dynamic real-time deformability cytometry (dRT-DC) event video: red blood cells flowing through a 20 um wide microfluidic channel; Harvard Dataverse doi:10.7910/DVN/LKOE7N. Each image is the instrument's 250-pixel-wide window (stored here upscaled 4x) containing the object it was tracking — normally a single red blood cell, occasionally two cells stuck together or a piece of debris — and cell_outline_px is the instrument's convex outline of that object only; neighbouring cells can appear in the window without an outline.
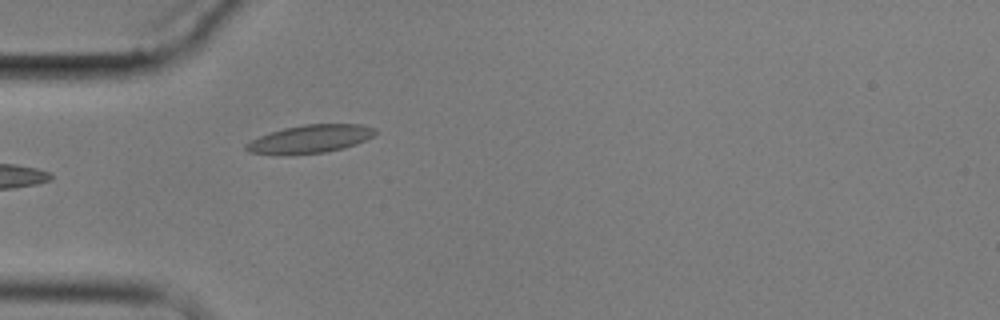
{"species": "common noctule bat (a hibernating species)", "species_latin": "Nyctalus noctula", "temperature_condition": "cold", "stored_images_in_passage": 5, "camera_frame_rate_fps": 3000, "um_per_image_px": 0.085, "animal": {"sex": "male", "body_mass_g": 17.9}, "frame": {"image": 1, "passage_image": 5, "time_ms": 5.0, "image_size_px": [1000, 320], "cell_outline_px": [[376, 132], [372, 136], [356, 144], [344, 148], [324, 152], [288, 156], [248, 152], [244, 148], [244, 144], [260, 136], [284, 128], [304, 124], [360, 124], [376, 128]], "centroid_in_image_um": [26.33, 11.83], "position_along_channel_um": 58.7, "area_um2": 21.27}}